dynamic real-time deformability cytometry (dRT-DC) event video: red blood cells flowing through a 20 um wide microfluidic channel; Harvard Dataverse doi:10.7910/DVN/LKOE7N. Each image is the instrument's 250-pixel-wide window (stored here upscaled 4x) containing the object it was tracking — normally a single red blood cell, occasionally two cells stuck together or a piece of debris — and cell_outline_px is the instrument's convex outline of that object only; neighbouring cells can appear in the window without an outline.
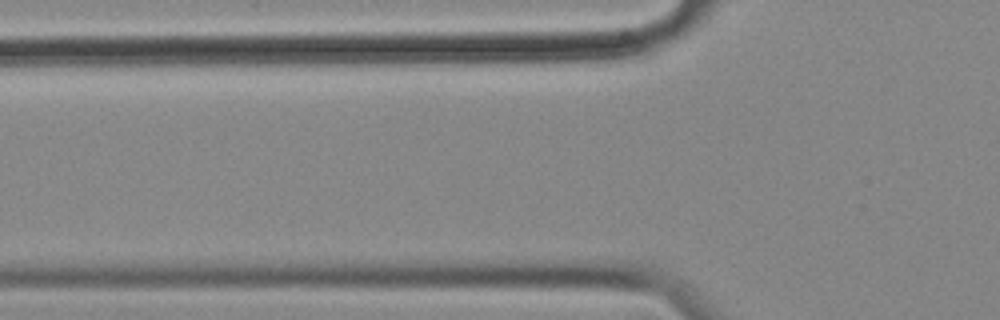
{"species": "common noctule bat (a hibernating species)", "species_latin": "Nyctalus noctula", "temperature_condition": "cold", "stored_images_in_passage": 3, "camera_frame_rate_fps": 3000, "um_per_image_px": 0.085, "animal": {"sex": "female", "body_mass_g": 18.4}, "frame": {"image": 1, "passage_image": 2, "time_ms": 0.333, "image_size_px": [1000, 320], "cell_outline_px": [[640, 52], [608, 60], [516, 64], [368, 64], [368, 60], [432, 48], [540, 40], [640, 40]], "centroid_in_image_um": [44.05, 4.5], "position_along_channel_um": 81.7, "area_um2": 34.39}}